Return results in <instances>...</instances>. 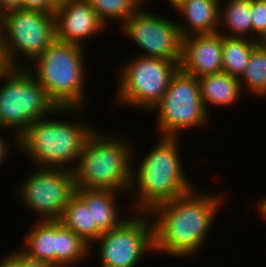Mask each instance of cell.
Listing matches in <instances>:
<instances>
[{
	"label": "cell",
	"instance_id": "obj_24",
	"mask_svg": "<svg viewBox=\"0 0 266 267\" xmlns=\"http://www.w3.org/2000/svg\"><path fill=\"white\" fill-rule=\"evenodd\" d=\"M88 1L104 25H107L110 19L120 20V23L123 24L141 7L135 0Z\"/></svg>",
	"mask_w": 266,
	"mask_h": 267
},
{
	"label": "cell",
	"instance_id": "obj_29",
	"mask_svg": "<svg viewBox=\"0 0 266 267\" xmlns=\"http://www.w3.org/2000/svg\"><path fill=\"white\" fill-rule=\"evenodd\" d=\"M0 267H19L18 251L13 252V254L7 255L5 259L3 258L0 262Z\"/></svg>",
	"mask_w": 266,
	"mask_h": 267
},
{
	"label": "cell",
	"instance_id": "obj_34",
	"mask_svg": "<svg viewBox=\"0 0 266 267\" xmlns=\"http://www.w3.org/2000/svg\"><path fill=\"white\" fill-rule=\"evenodd\" d=\"M6 68H7V66L4 62V59L0 56V73Z\"/></svg>",
	"mask_w": 266,
	"mask_h": 267
},
{
	"label": "cell",
	"instance_id": "obj_33",
	"mask_svg": "<svg viewBox=\"0 0 266 267\" xmlns=\"http://www.w3.org/2000/svg\"><path fill=\"white\" fill-rule=\"evenodd\" d=\"M185 0H168V2L173 6V8L178 9V7L184 2Z\"/></svg>",
	"mask_w": 266,
	"mask_h": 267
},
{
	"label": "cell",
	"instance_id": "obj_9",
	"mask_svg": "<svg viewBox=\"0 0 266 267\" xmlns=\"http://www.w3.org/2000/svg\"><path fill=\"white\" fill-rule=\"evenodd\" d=\"M2 19L4 62L7 67H25L15 59L16 52L19 55L23 53L22 55L33 61L55 40L54 14L13 9L4 12Z\"/></svg>",
	"mask_w": 266,
	"mask_h": 267
},
{
	"label": "cell",
	"instance_id": "obj_25",
	"mask_svg": "<svg viewBox=\"0 0 266 267\" xmlns=\"http://www.w3.org/2000/svg\"><path fill=\"white\" fill-rule=\"evenodd\" d=\"M251 21L252 40L263 42L266 39V0H251Z\"/></svg>",
	"mask_w": 266,
	"mask_h": 267
},
{
	"label": "cell",
	"instance_id": "obj_20",
	"mask_svg": "<svg viewBox=\"0 0 266 267\" xmlns=\"http://www.w3.org/2000/svg\"><path fill=\"white\" fill-rule=\"evenodd\" d=\"M59 221L90 245L92 251V242L97 240L100 234L92 227L91 205H86L74 194L65 206Z\"/></svg>",
	"mask_w": 266,
	"mask_h": 267
},
{
	"label": "cell",
	"instance_id": "obj_1",
	"mask_svg": "<svg viewBox=\"0 0 266 267\" xmlns=\"http://www.w3.org/2000/svg\"><path fill=\"white\" fill-rule=\"evenodd\" d=\"M197 188L161 203L148 214L153 223L155 251L182 257L193 255L203 245L216 211L224 202L222 196L200 194Z\"/></svg>",
	"mask_w": 266,
	"mask_h": 267
},
{
	"label": "cell",
	"instance_id": "obj_27",
	"mask_svg": "<svg viewBox=\"0 0 266 267\" xmlns=\"http://www.w3.org/2000/svg\"><path fill=\"white\" fill-rule=\"evenodd\" d=\"M18 263L19 267H52L45 262L29 257L20 249L18 251Z\"/></svg>",
	"mask_w": 266,
	"mask_h": 267
},
{
	"label": "cell",
	"instance_id": "obj_26",
	"mask_svg": "<svg viewBox=\"0 0 266 267\" xmlns=\"http://www.w3.org/2000/svg\"><path fill=\"white\" fill-rule=\"evenodd\" d=\"M22 9L54 14L56 4L52 0H22Z\"/></svg>",
	"mask_w": 266,
	"mask_h": 267
},
{
	"label": "cell",
	"instance_id": "obj_22",
	"mask_svg": "<svg viewBox=\"0 0 266 267\" xmlns=\"http://www.w3.org/2000/svg\"><path fill=\"white\" fill-rule=\"evenodd\" d=\"M260 41L223 36L222 72L241 79L253 48Z\"/></svg>",
	"mask_w": 266,
	"mask_h": 267
},
{
	"label": "cell",
	"instance_id": "obj_31",
	"mask_svg": "<svg viewBox=\"0 0 266 267\" xmlns=\"http://www.w3.org/2000/svg\"><path fill=\"white\" fill-rule=\"evenodd\" d=\"M7 142H5L4 140L1 139L0 137V164L4 161V159L6 158V155L8 156V153L9 152L7 149L8 145L6 144Z\"/></svg>",
	"mask_w": 266,
	"mask_h": 267
},
{
	"label": "cell",
	"instance_id": "obj_3",
	"mask_svg": "<svg viewBox=\"0 0 266 267\" xmlns=\"http://www.w3.org/2000/svg\"><path fill=\"white\" fill-rule=\"evenodd\" d=\"M106 135L96 129L87 137L72 171L75 189L122 193L132 189V173L135 170L134 161L131 163L130 160L132 149L121 137L117 140Z\"/></svg>",
	"mask_w": 266,
	"mask_h": 267
},
{
	"label": "cell",
	"instance_id": "obj_14",
	"mask_svg": "<svg viewBox=\"0 0 266 267\" xmlns=\"http://www.w3.org/2000/svg\"><path fill=\"white\" fill-rule=\"evenodd\" d=\"M221 32L215 34H193L182 38L180 70L200 78L222 72Z\"/></svg>",
	"mask_w": 266,
	"mask_h": 267
},
{
	"label": "cell",
	"instance_id": "obj_2",
	"mask_svg": "<svg viewBox=\"0 0 266 267\" xmlns=\"http://www.w3.org/2000/svg\"><path fill=\"white\" fill-rule=\"evenodd\" d=\"M132 173L137 185V200L132 201L137 213H148L157 205L182 196L194 187L181 166L178 137H163ZM135 172V173H134ZM139 196V197H138ZM135 202V203H134Z\"/></svg>",
	"mask_w": 266,
	"mask_h": 267
},
{
	"label": "cell",
	"instance_id": "obj_6",
	"mask_svg": "<svg viewBox=\"0 0 266 267\" xmlns=\"http://www.w3.org/2000/svg\"><path fill=\"white\" fill-rule=\"evenodd\" d=\"M27 67H7L0 73V80H7L0 87V127L15 129L16 147L18 137L34 121L55 112L80 110L57 108Z\"/></svg>",
	"mask_w": 266,
	"mask_h": 267
},
{
	"label": "cell",
	"instance_id": "obj_12",
	"mask_svg": "<svg viewBox=\"0 0 266 267\" xmlns=\"http://www.w3.org/2000/svg\"><path fill=\"white\" fill-rule=\"evenodd\" d=\"M121 27L143 49V57L181 61L182 37L178 22L137 10Z\"/></svg>",
	"mask_w": 266,
	"mask_h": 267
},
{
	"label": "cell",
	"instance_id": "obj_21",
	"mask_svg": "<svg viewBox=\"0 0 266 267\" xmlns=\"http://www.w3.org/2000/svg\"><path fill=\"white\" fill-rule=\"evenodd\" d=\"M227 2L224 5L225 8H221L220 3L219 25L223 24L222 26L228 27L227 30L230 29L229 32H231L225 34L222 32V36L247 39L250 36L252 40L251 0H228Z\"/></svg>",
	"mask_w": 266,
	"mask_h": 267
},
{
	"label": "cell",
	"instance_id": "obj_19",
	"mask_svg": "<svg viewBox=\"0 0 266 267\" xmlns=\"http://www.w3.org/2000/svg\"><path fill=\"white\" fill-rule=\"evenodd\" d=\"M90 253V245L59 220H56L55 267L79 264L78 262L85 259Z\"/></svg>",
	"mask_w": 266,
	"mask_h": 267
},
{
	"label": "cell",
	"instance_id": "obj_15",
	"mask_svg": "<svg viewBox=\"0 0 266 267\" xmlns=\"http://www.w3.org/2000/svg\"><path fill=\"white\" fill-rule=\"evenodd\" d=\"M219 8L220 0H185L176 9L188 23L187 26L178 24L181 37L218 33Z\"/></svg>",
	"mask_w": 266,
	"mask_h": 267
},
{
	"label": "cell",
	"instance_id": "obj_5",
	"mask_svg": "<svg viewBox=\"0 0 266 267\" xmlns=\"http://www.w3.org/2000/svg\"><path fill=\"white\" fill-rule=\"evenodd\" d=\"M79 122L48 117L36 120L18 137V147L32 158L37 168L73 171L87 137L94 130Z\"/></svg>",
	"mask_w": 266,
	"mask_h": 267
},
{
	"label": "cell",
	"instance_id": "obj_4",
	"mask_svg": "<svg viewBox=\"0 0 266 267\" xmlns=\"http://www.w3.org/2000/svg\"><path fill=\"white\" fill-rule=\"evenodd\" d=\"M82 47L55 39L31 62L36 69L27 68L57 108H81L85 101Z\"/></svg>",
	"mask_w": 266,
	"mask_h": 267
},
{
	"label": "cell",
	"instance_id": "obj_23",
	"mask_svg": "<svg viewBox=\"0 0 266 267\" xmlns=\"http://www.w3.org/2000/svg\"><path fill=\"white\" fill-rule=\"evenodd\" d=\"M240 80L241 89L247 88L254 95H266V43L259 42L252 50L249 62ZM243 83V84H242Z\"/></svg>",
	"mask_w": 266,
	"mask_h": 267
},
{
	"label": "cell",
	"instance_id": "obj_13",
	"mask_svg": "<svg viewBox=\"0 0 266 267\" xmlns=\"http://www.w3.org/2000/svg\"><path fill=\"white\" fill-rule=\"evenodd\" d=\"M54 18L55 39L67 43L84 44L82 40L105 28L88 0H66L56 4Z\"/></svg>",
	"mask_w": 266,
	"mask_h": 267
},
{
	"label": "cell",
	"instance_id": "obj_17",
	"mask_svg": "<svg viewBox=\"0 0 266 267\" xmlns=\"http://www.w3.org/2000/svg\"><path fill=\"white\" fill-rule=\"evenodd\" d=\"M200 85L201 100L207 112L208 104L230 106L238 102L242 90L240 80L227 73L205 75L197 78Z\"/></svg>",
	"mask_w": 266,
	"mask_h": 267
},
{
	"label": "cell",
	"instance_id": "obj_35",
	"mask_svg": "<svg viewBox=\"0 0 266 267\" xmlns=\"http://www.w3.org/2000/svg\"><path fill=\"white\" fill-rule=\"evenodd\" d=\"M140 6L141 4L144 2V1H147V0H135Z\"/></svg>",
	"mask_w": 266,
	"mask_h": 267
},
{
	"label": "cell",
	"instance_id": "obj_28",
	"mask_svg": "<svg viewBox=\"0 0 266 267\" xmlns=\"http://www.w3.org/2000/svg\"><path fill=\"white\" fill-rule=\"evenodd\" d=\"M13 9H22V0H0V14Z\"/></svg>",
	"mask_w": 266,
	"mask_h": 267
},
{
	"label": "cell",
	"instance_id": "obj_7",
	"mask_svg": "<svg viewBox=\"0 0 266 267\" xmlns=\"http://www.w3.org/2000/svg\"><path fill=\"white\" fill-rule=\"evenodd\" d=\"M180 61L137 56L122 65L117 101L120 105L146 108L152 111L163 98L171 78L180 69ZM120 84V85H119Z\"/></svg>",
	"mask_w": 266,
	"mask_h": 267
},
{
	"label": "cell",
	"instance_id": "obj_36",
	"mask_svg": "<svg viewBox=\"0 0 266 267\" xmlns=\"http://www.w3.org/2000/svg\"><path fill=\"white\" fill-rule=\"evenodd\" d=\"M55 4H58V3H60V2H62V1H66V0H52Z\"/></svg>",
	"mask_w": 266,
	"mask_h": 267
},
{
	"label": "cell",
	"instance_id": "obj_18",
	"mask_svg": "<svg viewBox=\"0 0 266 267\" xmlns=\"http://www.w3.org/2000/svg\"><path fill=\"white\" fill-rule=\"evenodd\" d=\"M38 222L25 236V249L21 248V251L31 258L55 267L56 220L39 219Z\"/></svg>",
	"mask_w": 266,
	"mask_h": 267
},
{
	"label": "cell",
	"instance_id": "obj_10",
	"mask_svg": "<svg viewBox=\"0 0 266 267\" xmlns=\"http://www.w3.org/2000/svg\"><path fill=\"white\" fill-rule=\"evenodd\" d=\"M138 214L93 242L100 243V267H135L145 252L155 250L153 223L145 218L148 213Z\"/></svg>",
	"mask_w": 266,
	"mask_h": 267
},
{
	"label": "cell",
	"instance_id": "obj_30",
	"mask_svg": "<svg viewBox=\"0 0 266 267\" xmlns=\"http://www.w3.org/2000/svg\"><path fill=\"white\" fill-rule=\"evenodd\" d=\"M0 56L4 59V33L2 14H0Z\"/></svg>",
	"mask_w": 266,
	"mask_h": 267
},
{
	"label": "cell",
	"instance_id": "obj_8",
	"mask_svg": "<svg viewBox=\"0 0 266 267\" xmlns=\"http://www.w3.org/2000/svg\"><path fill=\"white\" fill-rule=\"evenodd\" d=\"M152 110H157L161 137H179L182 129L206 125L210 115L201 100L198 79L180 69L171 78L163 98Z\"/></svg>",
	"mask_w": 266,
	"mask_h": 267
},
{
	"label": "cell",
	"instance_id": "obj_32",
	"mask_svg": "<svg viewBox=\"0 0 266 267\" xmlns=\"http://www.w3.org/2000/svg\"><path fill=\"white\" fill-rule=\"evenodd\" d=\"M258 204L257 208H259L260 215L263 216L262 218L266 219V199H263L262 202H259Z\"/></svg>",
	"mask_w": 266,
	"mask_h": 267
},
{
	"label": "cell",
	"instance_id": "obj_16",
	"mask_svg": "<svg viewBox=\"0 0 266 267\" xmlns=\"http://www.w3.org/2000/svg\"><path fill=\"white\" fill-rule=\"evenodd\" d=\"M75 194L91 205L92 227L101 235L120 226L127 218H121L115 206L117 192L99 189H75ZM116 195V196H115Z\"/></svg>",
	"mask_w": 266,
	"mask_h": 267
},
{
	"label": "cell",
	"instance_id": "obj_11",
	"mask_svg": "<svg viewBox=\"0 0 266 267\" xmlns=\"http://www.w3.org/2000/svg\"><path fill=\"white\" fill-rule=\"evenodd\" d=\"M23 182L19 197L41 221L60 220L75 194L73 172L65 169L35 168Z\"/></svg>",
	"mask_w": 266,
	"mask_h": 267
}]
</instances>
